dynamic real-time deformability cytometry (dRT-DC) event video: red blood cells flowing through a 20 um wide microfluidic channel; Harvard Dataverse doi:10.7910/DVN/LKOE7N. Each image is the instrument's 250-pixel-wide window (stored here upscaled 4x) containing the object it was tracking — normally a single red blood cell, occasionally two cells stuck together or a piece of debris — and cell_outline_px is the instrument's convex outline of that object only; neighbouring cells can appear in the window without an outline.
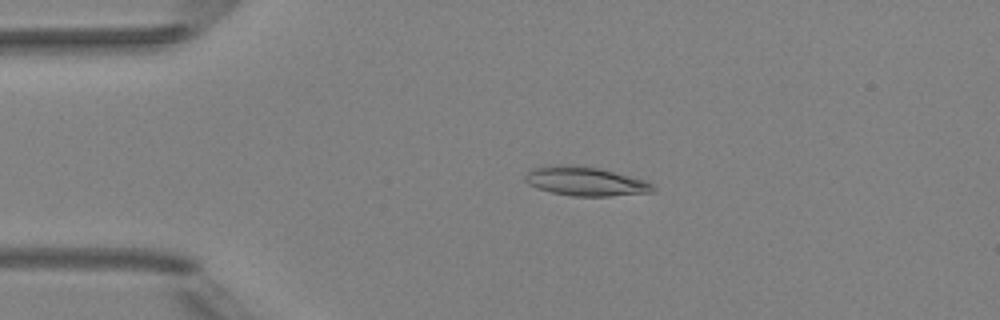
{"species": "Egyptian fruit bat (a non-hibernating species)", "species_latin": "Rousettus aegyptiacus", "temperature_condition": "room temperature", "stored_images_in_passage": 4, "camera_frame_rate_fps": 3000, "um_per_image_px": 0.085, "animal": {"sex": "female"}, "frame": {"image": 1, "passage_image": 3, "time_ms": 3.0, "image_size_px": [1000, 320], "cell_outline_px": [[656, 188], [652, 192], [608, 196], [572, 196], [552, 192], [536, 188], [528, 184], [524, 180], [524, 176], [532, 168], [560, 164], [572, 164], [600, 168], [644, 180], [652, 184]], "centroid_in_image_um": [49.72, 15.4], "position_along_channel_um": 35.3, "area_um2": 21.62}}